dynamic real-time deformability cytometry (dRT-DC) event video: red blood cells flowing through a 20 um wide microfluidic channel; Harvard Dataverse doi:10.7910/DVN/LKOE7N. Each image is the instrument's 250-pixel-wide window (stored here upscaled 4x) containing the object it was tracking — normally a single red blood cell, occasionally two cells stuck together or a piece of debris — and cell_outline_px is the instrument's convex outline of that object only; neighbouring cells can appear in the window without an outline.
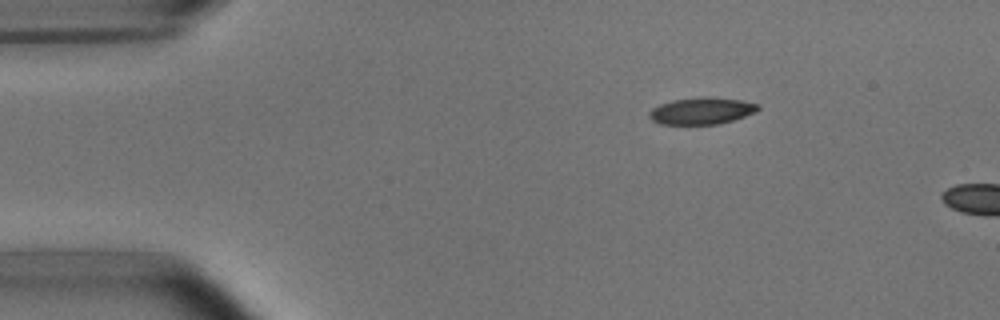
{"species": "common noctule bat (a hibernating species)", "species_latin": "Nyctalus noctula", "temperature_condition": "room temperature", "stored_images_in_passage": 4, "camera_frame_rate_fps": 3000, "um_per_image_px": 0.085, "animal": {"sex": "male", "body_mass_g": 15.6}, "frame": {"image": 1, "passage_image": 1, "time_ms": 0.0, "image_size_px": [1000, 320], "cell_outline_px": [[760, 108], [756, 112], [732, 120], [716, 124], [660, 124], [652, 120], [648, 116], [648, 112], [652, 108], [660, 104], [672, 100], [704, 96], [708, 96], [740, 100], [760, 104]], "centroid_in_image_um": [59.63, 9.41], "position_along_channel_um": 25.4, "area_um2": 17.05}}